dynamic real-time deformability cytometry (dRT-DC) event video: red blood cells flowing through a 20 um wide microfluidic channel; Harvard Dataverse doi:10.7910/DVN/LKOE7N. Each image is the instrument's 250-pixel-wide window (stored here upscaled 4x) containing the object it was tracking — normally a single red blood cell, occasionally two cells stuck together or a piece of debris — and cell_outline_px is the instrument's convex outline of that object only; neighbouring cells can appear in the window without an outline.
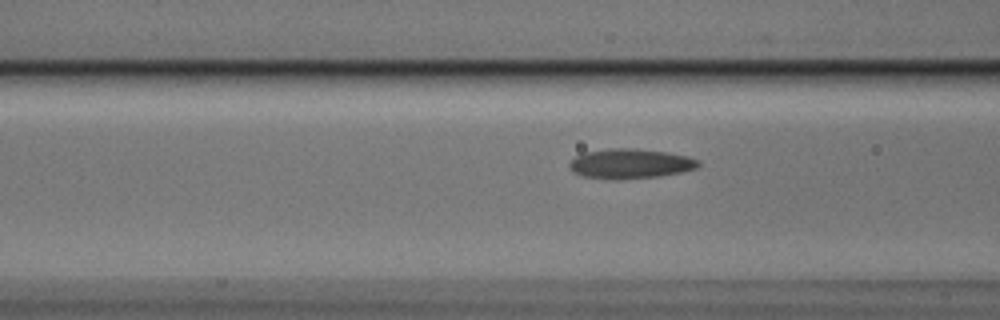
{"species": "Egyptian fruit bat (a non-hibernating species)", "species_latin": "Rousettus aegyptiacus", "temperature_condition": "cold", "stored_images_in_passage": 25, "camera_frame_rate_fps": 3000, "um_per_image_px": 0.085, "animal": {"sex": "male"}, "frame": {"image": 1, "passage_image": 12, "time_ms": 3.667, "image_size_px": [1000, 320], "cell_outline_px": [[700, 164], [696, 168], [680, 172], [656, 176], [620, 180], [608, 180], [580, 176], [572, 172], [568, 168], [568, 164], [576, 156], [584, 152], [612, 148], [632, 148], [664, 152], [688, 156], [700, 160]], "centroid_in_image_um": [53.51, 13.92], "position_along_channel_um": 113.1, "area_um2": 22.54}}
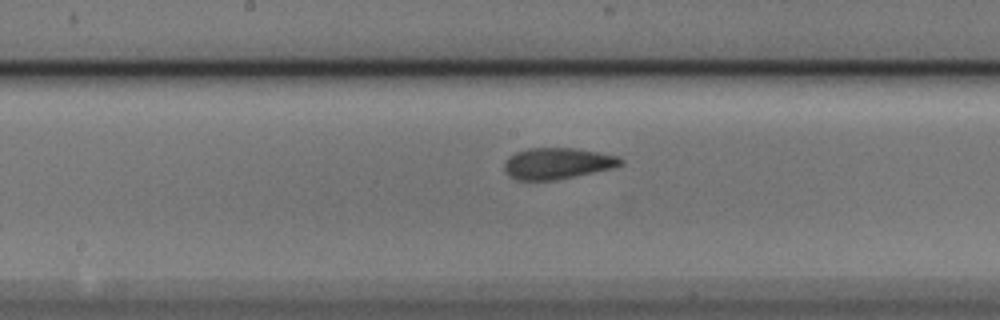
{"frame": {"image": 2, "passage_image": 19, "time_ms": 6.0, "image_size_px": [1000, 320], "cell_outline_px": [[624, 164], [612, 168], [556, 180], [516, 180], [508, 176], [504, 172], [504, 160], [508, 156], [516, 152], [528, 148], [576, 148], [616, 156], [624, 160]], "centroid_in_image_um": [47.32, 13.89], "position_along_channel_um": 200.9, "area_um2": 21.27}}
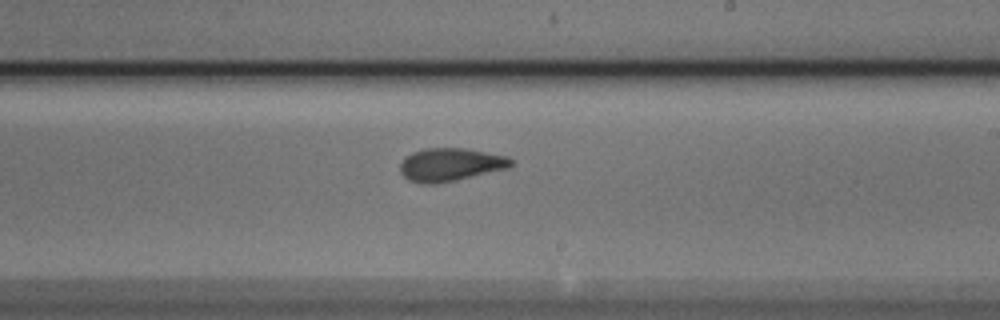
{"frame": {"image": 3, "passage_image": 23, "time_ms": 7.333, "image_size_px": [1000, 320], "cell_outline_px": [[512, 164], [508, 168], [456, 180], [436, 184], [420, 184], [408, 180], [400, 172], [400, 164], [412, 152], [424, 148], [464, 148], [508, 156], [512, 160]], "centroid_in_image_um": [38.27, 14.0], "position_along_channel_um": 250.7, "area_um2": 21.33}}